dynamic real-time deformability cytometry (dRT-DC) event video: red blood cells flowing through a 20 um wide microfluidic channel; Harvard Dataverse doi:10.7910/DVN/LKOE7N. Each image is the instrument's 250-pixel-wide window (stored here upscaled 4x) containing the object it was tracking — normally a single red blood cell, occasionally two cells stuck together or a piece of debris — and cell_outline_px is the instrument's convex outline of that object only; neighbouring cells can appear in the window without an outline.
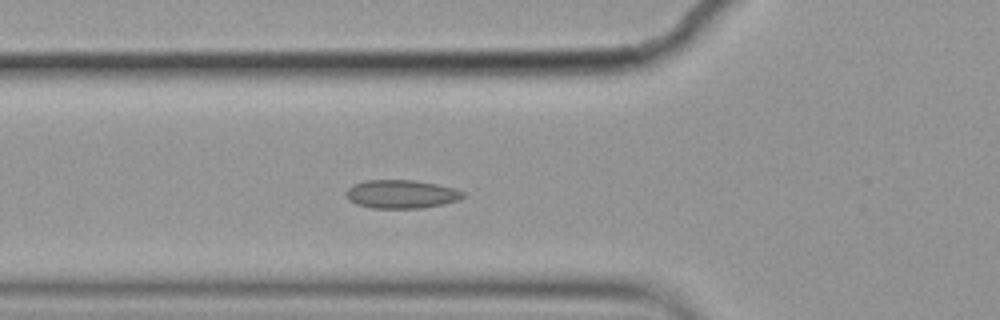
{"species": "common noctule bat (a hibernating species)", "species_latin": "Nyctalus noctula", "temperature_condition": "cold", "stored_images_in_passage": 5, "camera_frame_rate_fps": 3000, "um_per_image_px": 0.085, "animal": {"sex": "female", "body_mass_g": 19.9}, "frame": {"image": 1, "passage_image": 5, "time_ms": 1.333, "image_size_px": [1000, 320], "cell_outline_px": [[464, 196], [460, 200], [444, 204], [420, 208], [372, 208], [356, 204], [348, 200], [344, 196], [344, 192], [352, 184], [364, 180], [416, 180], [456, 188], [464, 192]], "centroid_in_image_um": [34.08, 16.49], "position_along_channel_um": 91.7, "area_um2": 19.71}}